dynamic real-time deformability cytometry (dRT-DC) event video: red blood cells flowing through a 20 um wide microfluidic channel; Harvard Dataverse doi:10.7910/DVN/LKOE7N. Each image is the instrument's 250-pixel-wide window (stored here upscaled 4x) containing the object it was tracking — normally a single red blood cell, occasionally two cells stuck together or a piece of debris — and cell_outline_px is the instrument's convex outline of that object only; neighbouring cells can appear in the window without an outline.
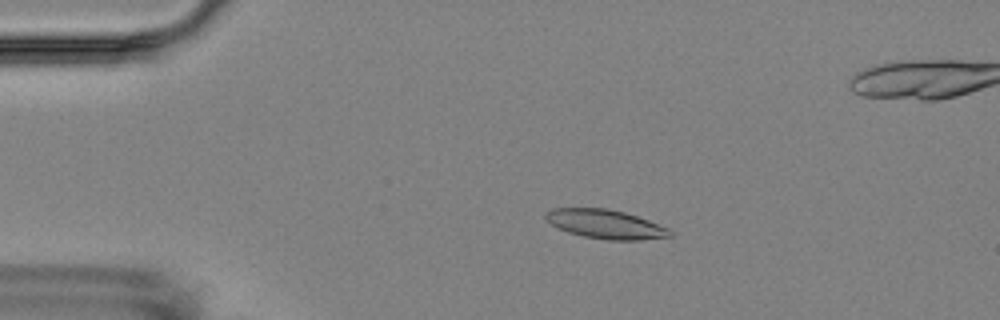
{"species": "Egyptian fruit bat (a non-hibernating species)", "species_latin": "Rousettus aegyptiacus", "temperature_condition": "room temperature", "stored_images_in_passage": 11, "camera_frame_rate_fps": 3000, "um_per_image_px": 0.085, "animal": {"sex": "female"}, "frame": {"image": 1, "passage_image": 4, "time_ms": 3.333, "image_size_px": [1000, 320], "cell_outline_px": [[672, 236], [640, 240], [608, 240], [584, 236], [568, 232], [556, 228], [544, 216], [544, 212], [552, 208], [608, 208], [624, 212], [648, 220], [668, 228], [672, 232]], "centroid_in_image_um": [51.44, 19.05], "position_along_channel_um": 33.6, "area_um2": 20.98}}
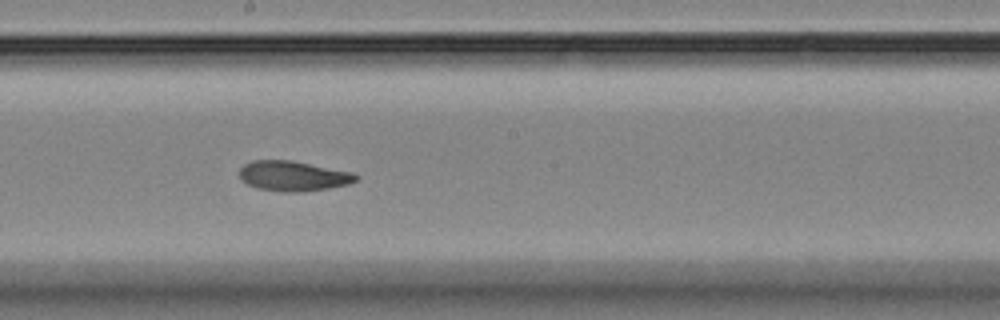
{"frame": {"image": 2, "passage_image": 10, "time_ms": 10.0, "image_size_px": [1000, 320], "cell_outline_px": [[360, 176], [356, 180], [348, 184], [328, 188], [300, 192], [284, 192], [256, 188], [240, 180], [240, 168], [244, 164], [252, 160], [292, 160], [352, 172]], "centroid_in_image_um": [24.9, 14.95], "position_along_channel_um": 223.3, "area_um2": 20.46}}
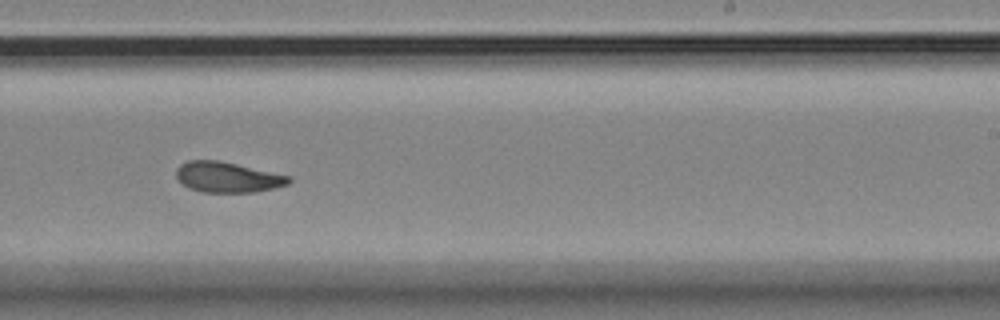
{"frame": {"image": 3, "passage_image": 11, "time_ms": 11.333, "image_size_px": [1000, 320], "cell_outline_px": [[292, 180], [288, 184], [276, 188], [256, 192], [200, 192], [188, 188], [180, 184], [176, 176], [176, 168], [180, 164], [188, 160], [220, 160], [292, 176]], "centroid_in_image_um": [19.33, 15.06], "position_along_channel_um": 269.7, "area_um2": 20.4}}